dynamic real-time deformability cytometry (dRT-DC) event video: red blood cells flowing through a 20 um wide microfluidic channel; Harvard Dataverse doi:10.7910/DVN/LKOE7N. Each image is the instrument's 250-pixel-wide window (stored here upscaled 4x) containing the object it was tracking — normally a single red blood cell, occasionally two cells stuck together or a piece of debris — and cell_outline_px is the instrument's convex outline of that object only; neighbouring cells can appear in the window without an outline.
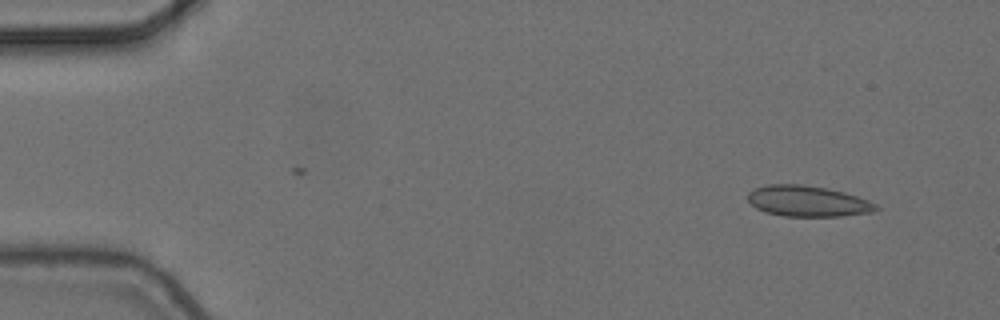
{"species": "common noctule bat (a hibernating species)", "species_latin": "Nyctalus noctula", "temperature_condition": "cold", "stored_images_in_passage": 5, "segment_of_instrument_passage": [1, 2], "camera_frame_rate_fps": 3000, "um_per_image_px": 0.085, "animal": {"sex": "female", "body_mass_g": 24.6, "forearm_length_mm": 56.2}, "frame": {"image": 1, "passage_image": 1, "time_ms": 0.0, "image_size_px": [1000, 320], "cell_outline_px": [[880, 208], [876, 212], [840, 216], [784, 216], [764, 212], [756, 208], [748, 200], [748, 192], [756, 188], [768, 184], [804, 184], [844, 192], [868, 200], [876, 204]], "centroid_in_image_um": [68.67, 17.1], "position_along_channel_um": 16.3, "area_um2": 23.06}}
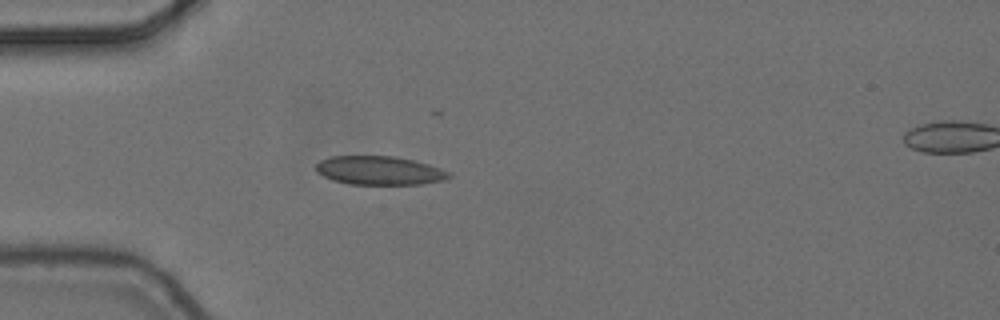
{"frame": {"image": 2, "passage_image": 4, "time_ms": 1.0, "image_size_px": [1000, 320], "cell_outline_px": [[452, 176], [444, 180], [420, 184], [348, 184], [332, 180], [316, 172], [316, 164], [320, 160], [332, 156], [392, 156], [412, 160], [428, 164], [452, 172]], "centroid_in_image_um": [32.25, 14.49], "position_along_channel_um": 52.7, "area_um2": 22.25}}